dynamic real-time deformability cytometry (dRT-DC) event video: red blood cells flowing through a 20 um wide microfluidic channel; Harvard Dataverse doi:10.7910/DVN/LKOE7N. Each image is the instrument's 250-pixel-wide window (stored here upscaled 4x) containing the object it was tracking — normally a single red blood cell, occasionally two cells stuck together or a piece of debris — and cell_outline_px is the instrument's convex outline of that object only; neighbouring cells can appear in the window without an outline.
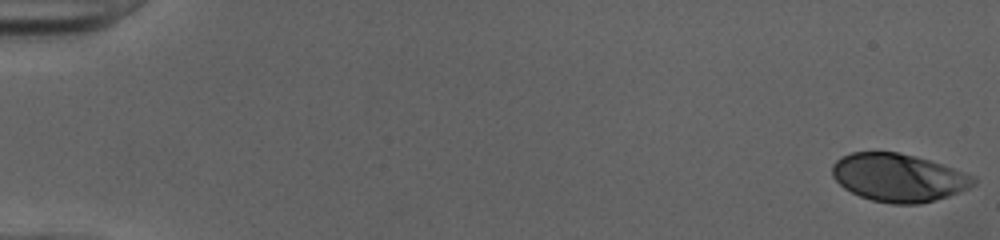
{"species": "human", "species_latin": "Homo sapiens", "temperature_condition": "cold", "stored_images_in_passage": 52, "camera_frame_rate_fps": 3000, "um_per_image_px": 0.085, "donor": {"sex": "female"}, "frame": {"image": 1, "passage_image": 1, "time_ms": 0.0, "image_size_px": [1000, 240], "cell_outline_px": [[976, 184], [960, 192], [948, 196], [920, 204], [892, 204], [872, 200], [860, 196], [844, 188], [832, 176], [832, 164], [840, 156], [852, 152], [896, 152], [928, 160], [976, 176]], "centroid_in_image_um": [76.36, 15.1], "position_along_channel_um": 8.6, "area_um2": 39.36}}
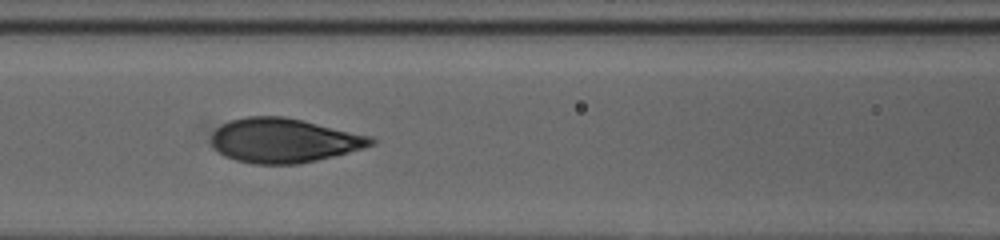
{"frame": {"image": 2, "passage_image": 24, "time_ms": 7.667, "image_size_px": [1000, 240], "cell_outline_px": [[376, 144], [364, 148], [300, 164], [252, 164], [236, 160], [224, 156], [212, 144], [212, 132], [216, 128], [232, 120], [248, 116], [284, 116], [372, 136], [376, 140]], "centroid_in_image_um": [24.14, 11.94], "position_along_channel_um": 142.5, "area_um2": 41.1}}
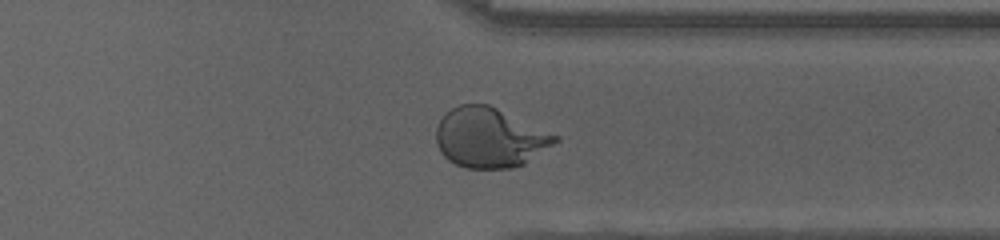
{"frame": {"image": 3, "passage_image": 41, "time_ms": 13.333, "image_size_px": [1000, 240], "cell_outline_px": [[560, 140], [524, 164], [512, 168], [464, 168], [448, 160], [440, 152], [436, 144], [436, 128], [440, 120], [452, 108], [460, 104], [488, 104], [560, 136]], "centroid_in_image_um": [41.63, 11.71], "position_along_channel_um": 369.8, "area_um2": 41.38}, "authors_computed_cell_mechanics": {"area_um2": 40.3733, "velocity_mm_per_s": 4.017, "shape_relaxation_time_tau1_ms": 5.0499, "shape_relaxation_time_tau2_ms": null, "deformation_change_tau1": 0.2125, "deformation_change_tau2": null}}